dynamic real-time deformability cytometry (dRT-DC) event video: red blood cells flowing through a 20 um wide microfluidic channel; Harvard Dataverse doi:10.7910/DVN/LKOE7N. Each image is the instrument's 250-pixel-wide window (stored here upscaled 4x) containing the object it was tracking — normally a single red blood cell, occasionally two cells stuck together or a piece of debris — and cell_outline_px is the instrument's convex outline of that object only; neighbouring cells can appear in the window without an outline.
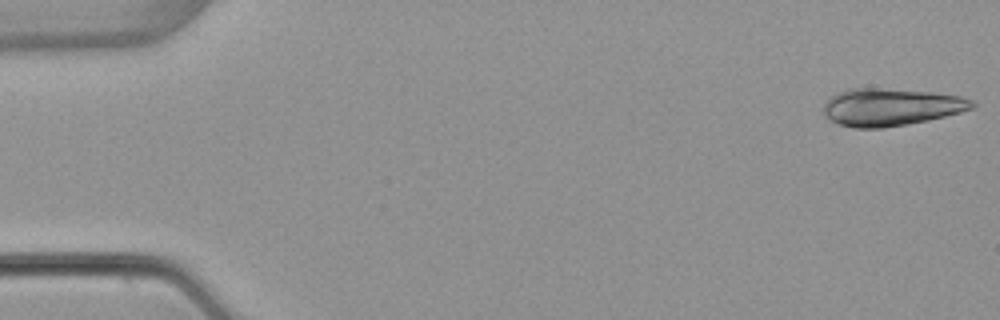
{"species": "common noctule bat (a hibernating species)", "species_latin": "Nyctalus noctula", "temperature_condition": "warm", "stored_images_in_passage": 52, "camera_frame_rate_fps": 3000, "um_per_image_px": 0.085, "animal": {"sex": "female", "body_mass_g": 22.7, "forearm_length_mm": 54.2}, "frame": {"image": 1, "passage_image": 1, "time_ms": 0.0, "image_size_px": [1000, 320], "cell_outline_px": [[976, 104], [972, 108], [960, 112], [928, 120], [908, 124], [884, 128], [856, 128], [836, 124], [828, 120], [824, 116], [824, 104], [832, 96], [848, 88], [880, 88], [928, 92], [960, 96], [976, 100]], "centroid_in_image_um": [75.7, 9.11], "position_along_channel_um": 9.3, "area_um2": 32.43}}
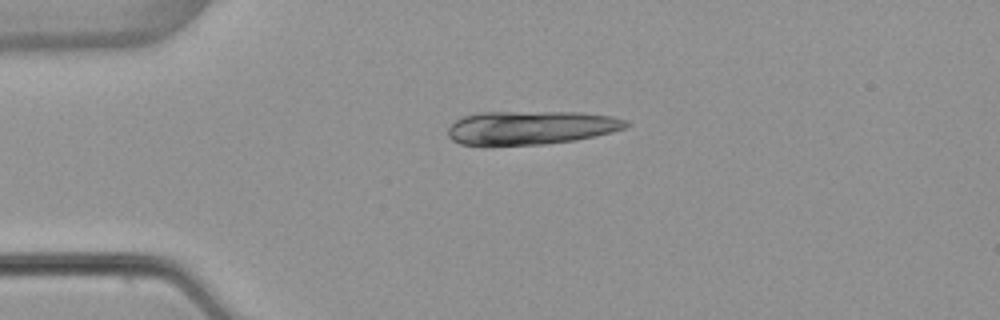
{"frame": {"image": 2, "passage_image": 12, "time_ms": 3.667, "image_size_px": [1000, 320], "cell_outline_px": [[632, 124], [624, 128], [612, 132], [596, 136], [576, 140], [544, 144], [492, 148], [484, 148], [460, 144], [452, 140], [448, 136], [448, 128], [456, 120], [464, 116], [476, 112], [580, 112], [612, 116], [628, 120]], "centroid_in_image_um": [45.07, 10.89], "position_along_channel_um": 39.9, "area_um2": 36.18}}
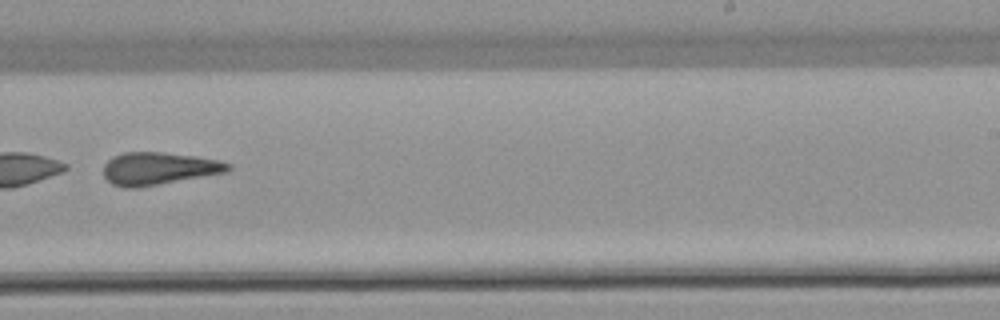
{"frame": {"image": 3, "passage_image": 33, "time_ms": 10.667, "image_size_px": [1000, 320], "cell_outline_px": [[232, 168], [228, 172], [136, 188], [124, 188], [112, 184], [104, 176], [104, 164], [112, 156], [124, 152], [164, 152], [196, 156], [220, 160], [232, 164]], "centroid_in_image_um": [13.51, 14.32], "position_along_channel_um": 275.5, "area_um2": 23.81}}